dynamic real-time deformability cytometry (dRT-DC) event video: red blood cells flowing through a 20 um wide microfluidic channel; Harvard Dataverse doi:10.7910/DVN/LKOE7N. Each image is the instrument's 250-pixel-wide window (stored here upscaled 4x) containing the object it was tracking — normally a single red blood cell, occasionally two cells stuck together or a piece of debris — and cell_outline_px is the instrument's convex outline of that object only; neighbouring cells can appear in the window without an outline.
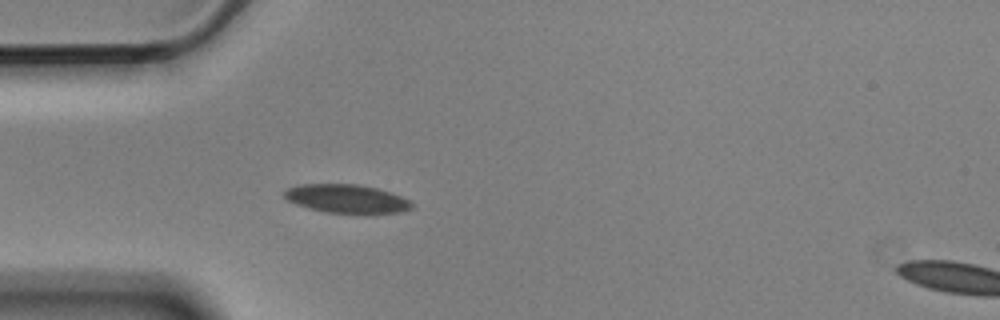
{"species": "Egyptian fruit bat (a non-hibernating species)", "species_latin": "Rousettus aegyptiacus", "temperature_condition": "cold", "stored_images_in_passage": 4, "segment_of_instrument_passage": [1, 2], "camera_frame_rate_fps": 3000, "um_per_image_px": 0.085, "animal": {"sex": "male"}, "frame": {"image": 1, "passage_image": 3, "time_ms": 0.667, "image_size_px": [1000, 320], "cell_outline_px": [[412, 208], [400, 212], [372, 216], [324, 212], [308, 208], [296, 204], [288, 200], [284, 196], [284, 192], [288, 188], [300, 184], [356, 184], [376, 188], [400, 196], [408, 200], [412, 204]], "centroid_in_image_um": [29.49, 16.94], "position_along_channel_um": 55.5, "area_um2": 21.73}}